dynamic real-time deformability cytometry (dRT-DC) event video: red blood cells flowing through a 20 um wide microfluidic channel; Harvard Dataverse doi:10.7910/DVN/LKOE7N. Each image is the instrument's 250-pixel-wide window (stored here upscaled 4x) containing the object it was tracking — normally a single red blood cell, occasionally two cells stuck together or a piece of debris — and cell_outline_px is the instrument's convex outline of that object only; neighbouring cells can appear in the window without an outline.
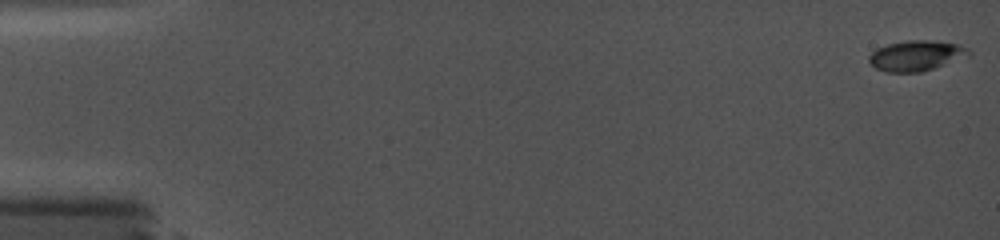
{"species": "common noctule bat (a hibernating species)", "species_latin": "Nyctalus noctula", "temperature_condition": "cold", "stored_images_in_passage": 26, "camera_frame_rate_fps": 5000, "um_per_image_px": 0.085, "animal": {"sex": "female", "body_mass_g": 19.0, "forearm_length_mm": 56.7}, "frame": {"image": 1, "passage_image": 1, "time_ms": 0.0, "image_size_px": [1000, 240], "cell_outline_px": [[972, 56], [920, 72], [888, 72], [876, 68], [868, 60], [868, 56], [876, 48], [888, 44], [908, 40], [936, 40], [956, 44], [968, 48], [972, 52]], "centroid_in_image_um": [77.92, 4.72], "position_along_channel_um": 7.1, "area_um2": 17.8}}
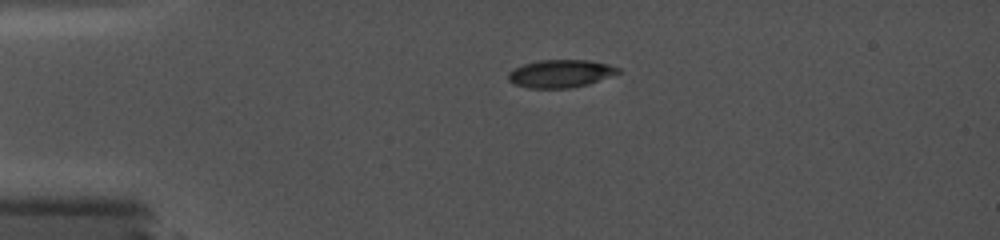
{"frame": {"image": 2, "passage_image": 17, "time_ms": 4.0, "image_size_px": [1000, 240], "cell_outline_px": [[620, 72], [588, 84], [568, 88], [528, 88], [516, 84], [508, 80], [508, 72], [524, 64], [540, 60], [588, 60], [608, 64], [620, 68]], "centroid_in_image_um": [47.64, 6.25], "position_along_channel_um": 37.4, "area_um2": 17.57}}